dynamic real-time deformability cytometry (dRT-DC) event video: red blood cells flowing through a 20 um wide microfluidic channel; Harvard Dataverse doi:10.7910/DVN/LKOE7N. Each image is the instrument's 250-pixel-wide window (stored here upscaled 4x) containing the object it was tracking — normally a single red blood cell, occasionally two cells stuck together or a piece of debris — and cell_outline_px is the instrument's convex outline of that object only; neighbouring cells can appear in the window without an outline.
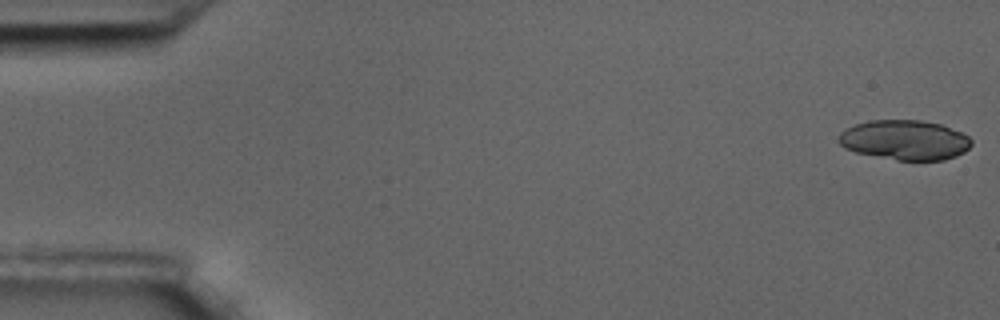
{"species": "common noctule bat (a hibernating species)", "species_latin": "Nyctalus noctula", "temperature_condition": "room temperature", "stored_images_in_passage": 58, "segment_of_instrument_passage": [1, 2], "camera_frame_rate_fps": 3000, "um_per_image_px": 0.085, "animal": {"sex": "male", "body_mass_g": 17.5, "forearm_length_mm": 52.3}, "frame": {"image": 1, "passage_image": 1, "time_ms": 0.0, "image_size_px": [1000, 320], "cell_outline_px": [[972, 144], [964, 152], [956, 156], [944, 160], [896, 160], [856, 152], [844, 148], [836, 140], [840, 132], [856, 124], [868, 120], [920, 120], [940, 124], [960, 132], [968, 136], [972, 140]], "centroid_in_image_um": [76.89, 11.9], "position_along_channel_um": 8.1, "area_um2": 30.81}}